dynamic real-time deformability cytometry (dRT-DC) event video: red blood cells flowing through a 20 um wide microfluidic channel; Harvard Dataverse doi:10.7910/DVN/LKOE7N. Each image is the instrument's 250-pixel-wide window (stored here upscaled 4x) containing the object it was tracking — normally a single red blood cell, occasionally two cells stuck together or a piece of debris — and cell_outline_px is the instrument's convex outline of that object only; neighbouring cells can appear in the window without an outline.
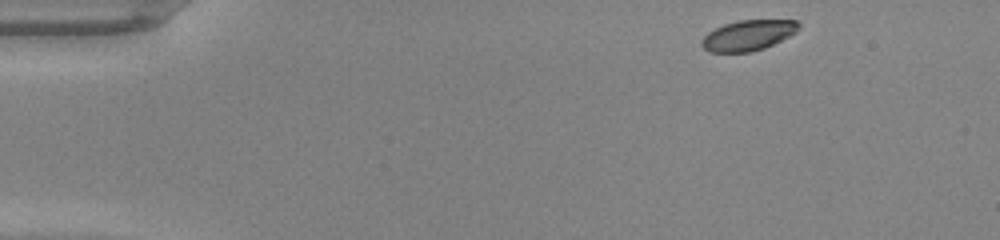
{"species": "common noctule bat (a hibernating species)", "species_latin": "Nyctalus noctula", "temperature_condition": "warm", "stored_images_in_passage": 43, "camera_frame_rate_fps": 3000, "um_per_image_px": 0.085, "animal": {"sex": "male", "body_mass_g": 20.0, "forearm_length_mm": 53.3}, "frame": {"image": 1, "passage_image": 1, "time_ms": 0.0, "image_size_px": [1000, 240], "cell_outline_px": [[800, 28], [796, 32], [764, 48], [752, 52], [708, 52], [700, 44], [700, 40], [708, 32], [724, 24], [740, 20], [796, 20], [800, 24]], "centroid_in_image_um": [63.57, 3.0], "position_along_channel_um": 21.4, "area_um2": 17.17}}
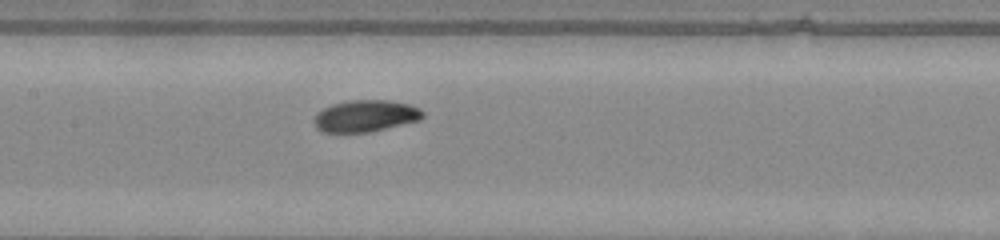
{"frame": {"image": 2, "passage_image": 19, "time_ms": 6.0, "image_size_px": [1000, 240], "cell_outline_px": [[424, 116], [420, 120], [368, 132], [320, 132], [316, 128], [312, 120], [316, 112], [332, 104], [348, 100], [388, 100], [412, 104], [420, 108], [424, 112]], "centroid_in_image_um": [31.05, 9.84], "position_along_channel_um": 176.4, "area_um2": 20.35}}
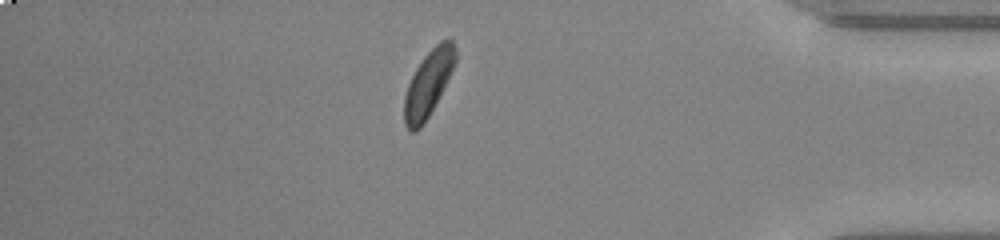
{"frame": {"image": 3, "passage_image": 37, "time_ms": 12.0, "image_size_px": [1000, 240], "cell_outline_px": [[456, 60], [424, 124], [416, 132], [408, 132], [404, 124], [404, 96], [408, 84], [416, 68], [424, 56], [440, 40], [448, 36], [452, 40], [456, 48]], "centroid_in_image_um": [36.37, 7.09], "position_along_channel_um": 398.8, "area_um2": 19.31}, "authors_computed_cell_mechanics": {"area_um2": 19.8254, "velocity_mm_per_s": 4.2464, "shape_relaxation_time_tau1_ms": 2.2558, "shape_relaxation_time_tau2_ms": 5.7352, "deformation_change_tau1": 0.1039, "deformation_change_tau2": 0.1216}}